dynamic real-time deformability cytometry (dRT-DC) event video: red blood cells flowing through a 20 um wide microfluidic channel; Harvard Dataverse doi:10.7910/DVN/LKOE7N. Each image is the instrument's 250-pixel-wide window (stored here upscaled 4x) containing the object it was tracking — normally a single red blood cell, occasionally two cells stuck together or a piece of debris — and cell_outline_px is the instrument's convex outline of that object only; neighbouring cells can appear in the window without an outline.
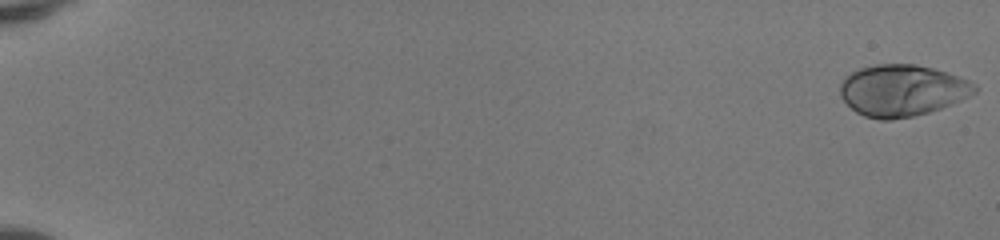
{"species": "human", "species_latin": "Homo sapiens", "temperature_condition": "room temperature", "stored_images_in_passage": 52, "camera_frame_rate_fps": 3000, "um_per_image_px": 0.085, "donor": {"sex": "female"}, "frame": {"image": 1, "passage_image": 1, "time_ms": 0.0, "image_size_px": [1000, 240], "cell_outline_px": [[976, 92], [952, 104], [928, 112], [912, 116], [892, 120], [880, 120], [864, 116], [856, 112], [840, 96], [840, 84], [844, 76], [860, 68], [876, 64], [916, 64], [932, 68], [968, 80], [976, 84]], "centroid_in_image_um": [76.65, 7.69], "position_along_channel_um": 8.4, "area_um2": 40.23}}
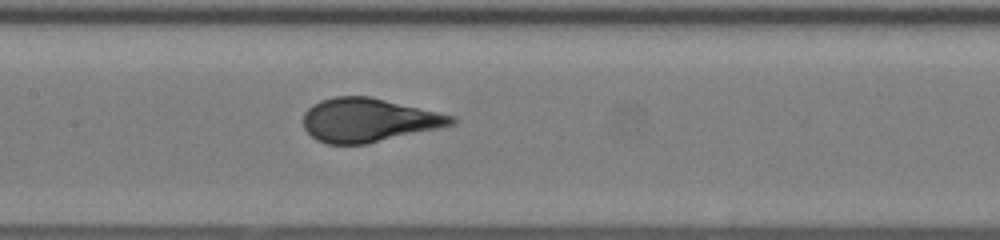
{"frame": {"image": 2, "passage_image": 28, "time_ms": 9.0, "image_size_px": [1000, 240], "cell_outline_px": [[456, 124], [368, 144], [328, 144], [316, 140], [304, 128], [304, 112], [312, 104], [320, 100], [336, 96], [368, 96], [456, 116]], "centroid_in_image_um": [31.32, 10.21], "position_along_channel_um": 176.1, "area_um2": 37.69}}
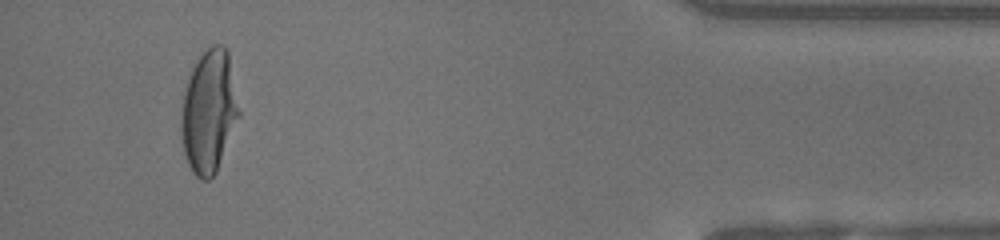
{"frame": {"image": 3, "passage_image": 49, "time_ms": 16.0, "image_size_px": [1000, 240], "cell_outline_px": [[240, 112], [216, 172], [208, 180], [200, 180], [192, 172], [188, 164], [184, 152], [180, 128], [180, 120], [184, 92], [192, 68], [196, 60], [212, 44], [220, 44], [228, 48]], "centroid_in_image_um": [17.75, 9.46], "position_along_channel_um": 417.5, "area_um2": 41.15}, "authors_computed_cell_mechanics": {"area_um2": 38.2636, "velocity_mm_per_s": 4.1645, "shape_relaxation_time_tau1_ms": 4.4721, "shape_relaxation_time_tau2_ms": null, "deformation_change_tau1": 0.2385, "deformation_change_tau2": null}}